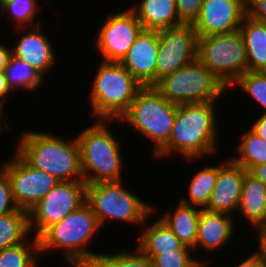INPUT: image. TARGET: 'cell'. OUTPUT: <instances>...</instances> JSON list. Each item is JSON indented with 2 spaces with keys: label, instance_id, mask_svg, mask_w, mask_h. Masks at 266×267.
<instances>
[{
  "label": "cell",
  "instance_id": "obj_1",
  "mask_svg": "<svg viewBox=\"0 0 266 267\" xmlns=\"http://www.w3.org/2000/svg\"><path fill=\"white\" fill-rule=\"evenodd\" d=\"M216 102L177 105L169 142L155 157L180 154L187 161L212 156L218 150Z\"/></svg>",
  "mask_w": 266,
  "mask_h": 267
},
{
  "label": "cell",
  "instance_id": "obj_2",
  "mask_svg": "<svg viewBox=\"0 0 266 267\" xmlns=\"http://www.w3.org/2000/svg\"><path fill=\"white\" fill-rule=\"evenodd\" d=\"M16 152L32 167L54 176L59 182L84 181L77 138L68 141L53 133H23Z\"/></svg>",
  "mask_w": 266,
  "mask_h": 267
},
{
  "label": "cell",
  "instance_id": "obj_3",
  "mask_svg": "<svg viewBox=\"0 0 266 267\" xmlns=\"http://www.w3.org/2000/svg\"><path fill=\"white\" fill-rule=\"evenodd\" d=\"M100 228L91 206L85 202L38 236L40 255L43 251L62 249L69 265L86 267L99 254L86 247Z\"/></svg>",
  "mask_w": 266,
  "mask_h": 267
},
{
  "label": "cell",
  "instance_id": "obj_4",
  "mask_svg": "<svg viewBox=\"0 0 266 267\" xmlns=\"http://www.w3.org/2000/svg\"><path fill=\"white\" fill-rule=\"evenodd\" d=\"M95 121L96 124L85 128L76 136L84 181L87 184L123 181L120 144L107 126L113 120Z\"/></svg>",
  "mask_w": 266,
  "mask_h": 267
},
{
  "label": "cell",
  "instance_id": "obj_5",
  "mask_svg": "<svg viewBox=\"0 0 266 267\" xmlns=\"http://www.w3.org/2000/svg\"><path fill=\"white\" fill-rule=\"evenodd\" d=\"M95 75L91 114L98 119L119 120L143 85L120 62L102 61Z\"/></svg>",
  "mask_w": 266,
  "mask_h": 267
},
{
  "label": "cell",
  "instance_id": "obj_6",
  "mask_svg": "<svg viewBox=\"0 0 266 267\" xmlns=\"http://www.w3.org/2000/svg\"><path fill=\"white\" fill-rule=\"evenodd\" d=\"M177 104L165 99L154 86H143L119 121L130 124L154 142L155 155L169 142ZM127 121V122H126Z\"/></svg>",
  "mask_w": 266,
  "mask_h": 267
},
{
  "label": "cell",
  "instance_id": "obj_7",
  "mask_svg": "<svg viewBox=\"0 0 266 267\" xmlns=\"http://www.w3.org/2000/svg\"><path fill=\"white\" fill-rule=\"evenodd\" d=\"M124 182H98L87 184L86 202L91 206L100 227L109 219L127 224L143 225L153 214V205L124 188Z\"/></svg>",
  "mask_w": 266,
  "mask_h": 267
},
{
  "label": "cell",
  "instance_id": "obj_8",
  "mask_svg": "<svg viewBox=\"0 0 266 267\" xmlns=\"http://www.w3.org/2000/svg\"><path fill=\"white\" fill-rule=\"evenodd\" d=\"M154 88L169 102L191 104L216 102L227 87L197 58L160 79Z\"/></svg>",
  "mask_w": 266,
  "mask_h": 267
},
{
  "label": "cell",
  "instance_id": "obj_9",
  "mask_svg": "<svg viewBox=\"0 0 266 267\" xmlns=\"http://www.w3.org/2000/svg\"><path fill=\"white\" fill-rule=\"evenodd\" d=\"M197 58L229 88L247 72V55L241 32L198 37Z\"/></svg>",
  "mask_w": 266,
  "mask_h": 267
},
{
  "label": "cell",
  "instance_id": "obj_10",
  "mask_svg": "<svg viewBox=\"0 0 266 267\" xmlns=\"http://www.w3.org/2000/svg\"><path fill=\"white\" fill-rule=\"evenodd\" d=\"M85 181H63L53 187L36 206L29 211V228L38 237L53 223L61 221L68 214L86 202Z\"/></svg>",
  "mask_w": 266,
  "mask_h": 267
},
{
  "label": "cell",
  "instance_id": "obj_11",
  "mask_svg": "<svg viewBox=\"0 0 266 267\" xmlns=\"http://www.w3.org/2000/svg\"><path fill=\"white\" fill-rule=\"evenodd\" d=\"M155 84L197 59L198 36L192 24H182L158 31Z\"/></svg>",
  "mask_w": 266,
  "mask_h": 267
},
{
  "label": "cell",
  "instance_id": "obj_12",
  "mask_svg": "<svg viewBox=\"0 0 266 267\" xmlns=\"http://www.w3.org/2000/svg\"><path fill=\"white\" fill-rule=\"evenodd\" d=\"M0 165L9 177L14 202L19 209L31 211L59 181L28 164L17 152L15 158Z\"/></svg>",
  "mask_w": 266,
  "mask_h": 267
},
{
  "label": "cell",
  "instance_id": "obj_13",
  "mask_svg": "<svg viewBox=\"0 0 266 267\" xmlns=\"http://www.w3.org/2000/svg\"><path fill=\"white\" fill-rule=\"evenodd\" d=\"M101 24L95 41L96 49L102 55L101 61L120 62L143 27L130 8L109 14Z\"/></svg>",
  "mask_w": 266,
  "mask_h": 267
},
{
  "label": "cell",
  "instance_id": "obj_14",
  "mask_svg": "<svg viewBox=\"0 0 266 267\" xmlns=\"http://www.w3.org/2000/svg\"><path fill=\"white\" fill-rule=\"evenodd\" d=\"M247 14V0H204L192 23L198 37L238 31Z\"/></svg>",
  "mask_w": 266,
  "mask_h": 267
},
{
  "label": "cell",
  "instance_id": "obj_15",
  "mask_svg": "<svg viewBox=\"0 0 266 267\" xmlns=\"http://www.w3.org/2000/svg\"><path fill=\"white\" fill-rule=\"evenodd\" d=\"M158 30L142 29L120 63L143 86L155 85Z\"/></svg>",
  "mask_w": 266,
  "mask_h": 267
},
{
  "label": "cell",
  "instance_id": "obj_16",
  "mask_svg": "<svg viewBox=\"0 0 266 267\" xmlns=\"http://www.w3.org/2000/svg\"><path fill=\"white\" fill-rule=\"evenodd\" d=\"M219 165L216 184L205 210L233 215L239 207L247 170L230 158Z\"/></svg>",
  "mask_w": 266,
  "mask_h": 267
},
{
  "label": "cell",
  "instance_id": "obj_17",
  "mask_svg": "<svg viewBox=\"0 0 266 267\" xmlns=\"http://www.w3.org/2000/svg\"><path fill=\"white\" fill-rule=\"evenodd\" d=\"M42 25L26 27L19 41L12 49V55L25 61L44 78L56 62L52 41L41 30Z\"/></svg>",
  "mask_w": 266,
  "mask_h": 267
},
{
  "label": "cell",
  "instance_id": "obj_18",
  "mask_svg": "<svg viewBox=\"0 0 266 267\" xmlns=\"http://www.w3.org/2000/svg\"><path fill=\"white\" fill-rule=\"evenodd\" d=\"M232 217L234 218L235 216L201 209L197 241L193 251L195 249L197 251L201 246L202 248L204 247V250L213 252L229 242L235 233L234 230H236Z\"/></svg>",
  "mask_w": 266,
  "mask_h": 267
},
{
  "label": "cell",
  "instance_id": "obj_19",
  "mask_svg": "<svg viewBox=\"0 0 266 267\" xmlns=\"http://www.w3.org/2000/svg\"><path fill=\"white\" fill-rule=\"evenodd\" d=\"M136 7L130 9L143 29L159 31L184 24L177 14L175 0H142Z\"/></svg>",
  "mask_w": 266,
  "mask_h": 267
},
{
  "label": "cell",
  "instance_id": "obj_20",
  "mask_svg": "<svg viewBox=\"0 0 266 267\" xmlns=\"http://www.w3.org/2000/svg\"><path fill=\"white\" fill-rule=\"evenodd\" d=\"M239 31L245 43L247 71L266 72V23L246 14Z\"/></svg>",
  "mask_w": 266,
  "mask_h": 267
},
{
  "label": "cell",
  "instance_id": "obj_21",
  "mask_svg": "<svg viewBox=\"0 0 266 267\" xmlns=\"http://www.w3.org/2000/svg\"><path fill=\"white\" fill-rule=\"evenodd\" d=\"M174 211L165 212L160 219L171 229L180 242L191 249L195 248L200 211L198 207L180 201Z\"/></svg>",
  "mask_w": 266,
  "mask_h": 267
},
{
  "label": "cell",
  "instance_id": "obj_22",
  "mask_svg": "<svg viewBox=\"0 0 266 267\" xmlns=\"http://www.w3.org/2000/svg\"><path fill=\"white\" fill-rule=\"evenodd\" d=\"M138 239L137 248L152 260L162 252L176 249H191L184 246L171 229L158 218L153 224H149Z\"/></svg>",
  "mask_w": 266,
  "mask_h": 267
},
{
  "label": "cell",
  "instance_id": "obj_23",
  "mask_svg": "<svg viewBox=\"0 0 266 267\" xmlns=\"http://www.w3.org/2000/svg\"><path fill=\"white\" fill-rule=\"evenodd\" d=\"M238 211L253 228L266 217V185L248 171L245 173Z\"/></svg>",
  "mask_w": 266,
  "mask_h": 267
},
{
  "label": "cell",
  "instance_id": "obj_24",
  "mask_svg": "<svg viewBox=\"0 0 266 267\" xmlns=\"http://www.w3.org/2000/svg\"><path fill=\"white\" fill-rule=\"evenodd\" d=\"M219 174V165L203 167L198 170L189 182V199L182 198L183 204L205 209L208 206L210 195L215 187Z\"/></svg>",
  "mask_w": 266,
  "mask_h": 267
},
{
  "label": "cell",
  "instance_id": "obj_25",
  "mask_svg": "<svg viewBox=\"0 0 266 267\" xmlns=\"http://www.w3.org/2000/svg\"><path fill=\"white\" fill-rule=\"evenodd\" d=\"M30 233L29 212L18 209L15 212L0 215V251L27 241Z\"/></svg>",
  "mask_w": 266,
  "mask_h": 267
},
{
  "label": "cell",
  "instance_id": "obj_26",
  "mask_svg": "<svg viewBox=\"0 0 266 267\" xmlns=\"http://www.w3.org/2000/svg\"><path fill=\"white\" fill-rule=\"evenodd\" d=\"M7 84L11 91L14 88L37 90L42 85L44 77L25 61L11 55L8 65L4 69Z\"/></svg>",
  "mask_w": 266,
  "mask_h": 267
},
{
  "label": "cell",
  "instance_id": "obj_27",
  "mask_svg": "<svg viewBox=\"0 0 266 267\" xmlns=\"http://www.w3.org/2000/svg\"><path fill=\"white\" fill-rule=\"evenodd\" d=\"M237 151L239 154L231 159L249 171L253 166L266 164V141L250 129L243 132Z\"/></svg>",
  "mask_w": 266,
  "mask_h": 267
},
{
  "label": "cell",
  "instance_id": "obj_28",
  "mask_svg": "<svg viewBox=\"0 0 266 267\" xmlns=\"http://www.w3.org/2000/svg\"><path fill=\"white\" fill-rule=\"evenodd\" d=\"M31 240L2 249L0 267H38L39 240L35 236Z\"/></svg>",
  "mask_w": 266,
  "mask_h": 267
},
{
  "label": "cell",
  "instance_id": "obj_29",
  "mask_svg": "<svg viewBox=\"0 0 266 267\" xmlns=\"http://www.w3.org/2000/svg\"><path fill=\"white\" fill-rule=\"evenodd\" d=\"M135 248L134 251L125 249L112 255L99 253L86 267H153L151 260Z\"/></svg>",
  "mask_w": 266,
  "mask_h": 267
},
{
  "label": "cell",
  "instance_id": "obj_30",
  "mask_svg": "<svg viewBox=\"0 0 266 267\" xmlns=\"http://www.w3.org/2000/svg\"><path fill=\"white\" fill-rule=\"evenodd\" d=\"M38 10L36 0H8L0 6L1 14L8 13L11 16L16 31L42 24L39 21L34 22Z\"/></svg>",
  "mask_w": 266,
  "mask_h": 267
},
{
  "label": "cell",
  "instance_id": "obj_31",
  "mask_svg": "<svg viewBox=\"0 0 266 267\" xmlns=\"http://www.w3.org/2000/svg\"><path fill=\"white\" fill-rule=\"evenodd\" d=\"M236 85L255 99L265 109L262 112L266 114V72L247 71L232 84V87Z\"/></svg>",
  "mask_w": 266,
  "mask_h": 267
},
{
  "label": "cell",
  "instance_id": "obj_32",
  "mask_svg": "<svg viewBox=\"0 0 266 267\" xmlns=\"http://www.w3.org/2000/svg\"><path fill=\"white\" fill-rule=\"evenodd\" d=\"M193 249H176L168 252H162L156 255L152 260L153 267H206L207 261L197 260L190 251Z\"/></svg>",
  "mask_w": 266,
  "mask_h": 267
},
{
  "label": "cell",
  "instance_id": "obj_33",
  "mask_svg": "<svg viewBox=\"0 0 266 267\" xmlns=\"http://www.w3.org/2000/svg\"><path fill=\"white\" fill-rule=\"evenodd\" d=\"M14 202L9 177L0 167V215H6L18 210Z\"/></svg>",
  "mask_w": 266,
  "mask_h": 267
},
{
  "label": "cell",
  "instance_id": "obj_34",
  "mask_svg": "<svg viewBox=\"0 0 266 267\" xmlns=\"http://www.w3.org/2000/svg\"><path fill=\"white\" fill-rule=\"evenodd\" d=\"M177 14L184 24H192L199 15L204 0H175Z\"/></svg>",
  "mask_w": 266,
  "mask_h": 267
},
{
  "label": "cell",
  "instance_id": "obj_35",
  "mask_svg": "<svg viewBox=\"0 0 266 267\" xmlns=\"http://www.w3.org/2000/svg\"><path fill=\"white\" fill-rule=\"evenodd\" d=\"M247 14L266 23V0H247Z\"/></svg>",
  "mask_w": 266,
  "mask_h": 267
},
{
  "label": "cell",
  "instance_id": "obj_36",
  "mask_svg": "<svg viewBox=\"0 0 266 267\" xmlns=\"http://www.w3.org/2000/svg\"><path fill=\"white\" fill-rule=\"evenodd\" d=\"M254 229L257 230L259 238V249L257 250V253H260L264 258H266V217Z\"/></svg>",
  "mask_w": 266,
  "mask_h": 267
},
{
  "label": "cell",
  "instance_id": "obj_37",
  "mask_svg": "<svg viewBox=\"0 0 266 267\" xmlns=\"http://www.w3.org/2000/svg\"><path fill=\"white\" fill-rule=\"evenodd\" d=\"M254 134L266 141V114L262 115L255 120L252 127L249 128Z\"/></svg>",
  "mask_w": 266,
  "mask_h": 267
},
{
  "label": "cell",
  "instance_id": "obj_38",
  "mask_svg": "<svg viewBox=\"0 0 266 267\" xmlns=\"http://www.w3.org/2000/svg\"><path fill=\"white\" fill-rule=\"evenodd\" d=\"M265 258L255 251L253 255L249 256L247 259L243 260L237 267H264Z\"/></svg>",
  "mask_w": 266,
  "mask_h": 267
},
{
  "label": "cell",
  "instance_id": "obj_39",
  "mask_svg": "<svg viewBox=\"0 0 266 267\" xmlns=\"http://www.w3.org/2000/svg\"><path fill=\"white\" fill-rule=\"evenodd\" d=\"M11 94L4 71H0V108L4 110L6 99Z\"/></svg>",
  "mask_w": 266,
  "mask_h": 267
},
{
  "label": "cell",
  "instance_id": "obj_40",
  "mask_svg": "<svg viewBox=\"0 0 266 267\" xmlns=\"http://www.w3.org/2000/svg\"><path fill=\"white\" fill-rule=\"evenodd\" d=\"M248 172L266 185V164L253 166Z\"/></svg>",
  "mask_w": 266,
  "mask_h": 267
},
{
  "label": "cell",
  "instance_id": "obj_41",
  "mask_svg": "<svg viewBox=\"0 0 266 267\" xmlns=\"http://www.w3.org/2000/svg\"><path fill=\"white\" fill-rule=\"evenodd\" d=\"M12 55V50L0 44V71H4Z\"/></svg>",
  "mask_w": 266,
  "mask_h": 267
},
{
  "label": "cell",
  "instance_id": "obj_42",
  "mask_svg": "<svg viewBox=\"0 0 266 267\" xmlns=\"http://www.w3.org/2000/svg\"><path fill=\"white\" fill-rule=\"evenodd\" d=\"M4 115H5V114H4V111L0 108V130H1V128H2L4 125H5V127H7V129H8V127H10V126H8V124H7V123H9V122L6 121V118H5V119L3 118ZM3 120L5 121V122H4V125H1V122H2ZM1 126H2V127H1ZM0 132H1V131H0Z\"/></svg>",
  "mask_w": 266,
  "mask_h": 267
},
{
  "label": "cell",
  "instance_id": "obj_43",
  "mask_svg": "<svg viewBox=\"0 0 266 267\" xmlns=\"http://www.w3.org/2000/svg\"><path fill=\"white\" fill-rule=\"evenodd\" d=\"M6 1H8V0H0V6H1L2 4H4Z\"/></svg>",
  "mask_w": 266,
  "mask_h": 267
}]
</instances>
